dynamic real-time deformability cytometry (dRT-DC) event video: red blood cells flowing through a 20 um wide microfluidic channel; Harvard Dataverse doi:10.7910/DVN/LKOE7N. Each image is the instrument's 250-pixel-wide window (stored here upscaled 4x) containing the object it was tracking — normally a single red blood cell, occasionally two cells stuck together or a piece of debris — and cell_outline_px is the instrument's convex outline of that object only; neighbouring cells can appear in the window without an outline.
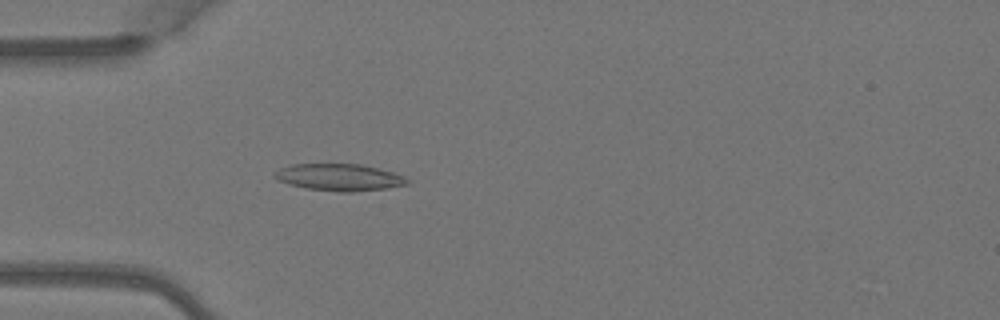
{"species": "Egyptian fruit bat (a non-hibernating species)", "species_latin": "Rousettus aegyptiacus", "temperature_condition": "warm", "stored_images_in_passage": 4, "camera_frame_rate_fps": 3000, "um_per_image_px": 0.085, "animal": {"sex": "female"}, "frame": {"image": 1, "passage_image": 4, "time_ms": 1.0, "image_size_px": [1000, 320], "cell_outline_px": [[412, 180], [408, 184], [388, 188], [352, 192], [340, 192], [304, 188], [288, 184], [276, 180], [272, 176], [280, 168], [292, 164], [360, 164], [392, 172], [404, 176]], "centroid_in_image_um": [28.83, 15.08], "position_along_channel_um": 56.2, "area_um2": 20.92}}